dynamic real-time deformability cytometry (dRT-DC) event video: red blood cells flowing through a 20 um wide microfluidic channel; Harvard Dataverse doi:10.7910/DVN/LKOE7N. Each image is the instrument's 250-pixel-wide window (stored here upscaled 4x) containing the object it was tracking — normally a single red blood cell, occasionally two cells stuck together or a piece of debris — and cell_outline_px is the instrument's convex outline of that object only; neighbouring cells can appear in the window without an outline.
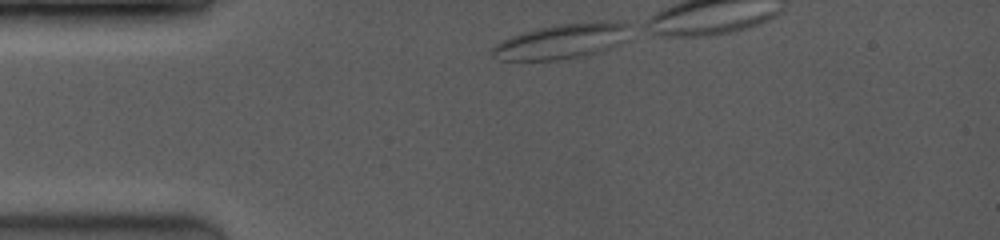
{"species": "common noctule bat (a hibernating species)", "species_latin": "Nyctalus noctula", "temperature_condition": "room temperature", "stored_images_in_passage": 11, "camera_frame_rate_fps": 3500, "um_per_image_px": 0.085, "animal": {"sex": "female", "body_mass_g": 19.0, "forearm_length_mm": 53.3}, "frame": {"image": 1, "passage_image": 1, "time_ms": 0.0, "image_size_px": [1000, 240], "cell_outline_px": [[628, 40], [604, 52], [588, 56], [560, 60], [500, 60], [492, 56], [492, 48], [496, 44], [512, 36], [524, 32], [540, 28], [560, 24], [628, 24]], "centroid_in_image_um": [47.73, 3.58], "position_along_channel_um": 37.3, "area_um2": 27.4}}